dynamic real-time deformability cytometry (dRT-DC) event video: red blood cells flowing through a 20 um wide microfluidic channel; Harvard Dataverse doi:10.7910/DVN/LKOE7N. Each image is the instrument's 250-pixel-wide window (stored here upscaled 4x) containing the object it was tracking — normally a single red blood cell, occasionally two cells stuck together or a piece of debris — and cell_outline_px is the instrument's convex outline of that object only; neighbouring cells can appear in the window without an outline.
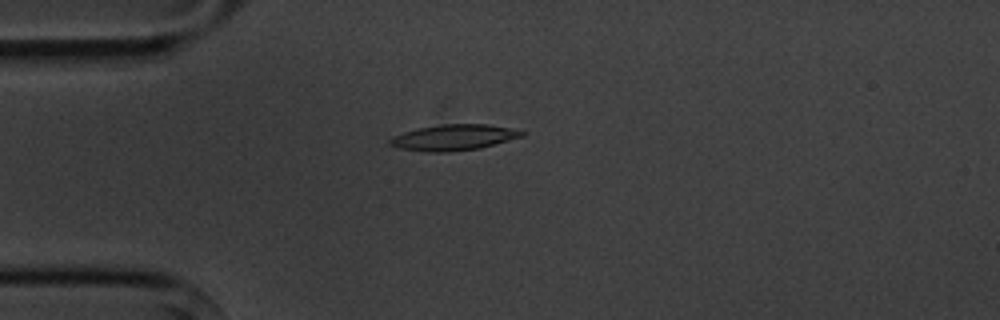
{"species": "common noctule bat (a hibernating species)", "species_latin": "Nyctalus noctula", "temperature_condition": "cold", "stored_images_in_passage": 4, "camera_frame_rate_fps": 3000, "um_per_image_px": 0.085, "animal": {"sex": "male", "body_mass_g": 20.1, "forearm_length_mm": 53.5}, "frame": {"image": 1, "passage_image": 4, "time_ms": 3.333, "image_size_px": [1000, 320], "cell_outline_px": [[524, 136], [480, 148], [444, 152], [428, 152], [400, 148], [388, 144], [388, 140], [392, 136], [404, 132], [420, 128], [444, 124], [488, 124], [508, 128], [524, 132]], "centroid_in_image_um": [38.53, 11.69], "position_along_channel_um": 46.5, "area_um2": 19.59}}